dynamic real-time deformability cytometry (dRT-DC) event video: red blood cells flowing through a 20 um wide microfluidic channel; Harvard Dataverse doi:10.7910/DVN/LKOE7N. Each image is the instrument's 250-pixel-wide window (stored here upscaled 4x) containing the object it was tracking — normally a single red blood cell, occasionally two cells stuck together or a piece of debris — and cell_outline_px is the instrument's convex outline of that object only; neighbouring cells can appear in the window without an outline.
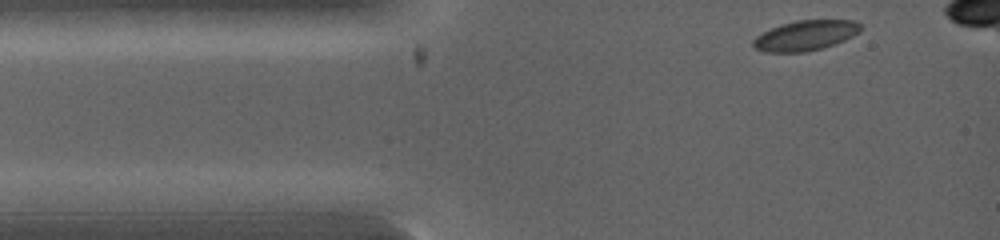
{"species": "common noctule bat (a hibernating species)", "species_latin": "Nyctalus noctula", "temperature_condition": "warm", "stored_images_in_passage": 12, "camera_frame_rate_fps": 5000, "um_per_image_px": 0.085, "animal": {"sex": "female", "body_mass_g": 19.0, "forearm_length_mm": 53.3}, "frame": {"image": 1, "passage_image": 1, "time_ms": 0.0, "image_size_px": [1000, 240], "cell_outline_px": [[860, 32], [844, 40], [820, 48], [804, 52], [764, 52], [756, 48], [752, 44], [752, 40], [756, 36], [780, 24], [796, 20], [852, 20], [860, 24]], "centroid_in_image_um": [68.43, 3.01], "position_along_channel_um": 16.6, "area_um2": 18.61}}
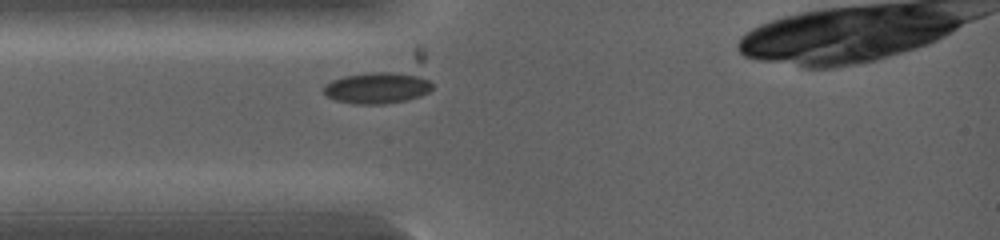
{"frame": {"image": 2, "passage_image": 8, "time_ms": 1.4, "image_size_px": [1000, 240], "cell_outline_px": [[432, 88], [428, 92], [420, 96], [404, 100], [384, 104], [352, 104], [336, 100], [328, 96], [324, 92], [324, 84], [332, 80], [344, 76], [372, 72], [416, 72], [428, 80], [432, 84]], "centroid_in_image_um": [32.09, 7.45], "position_along_channel_um": 52.9, "area_um2": 20.0}}
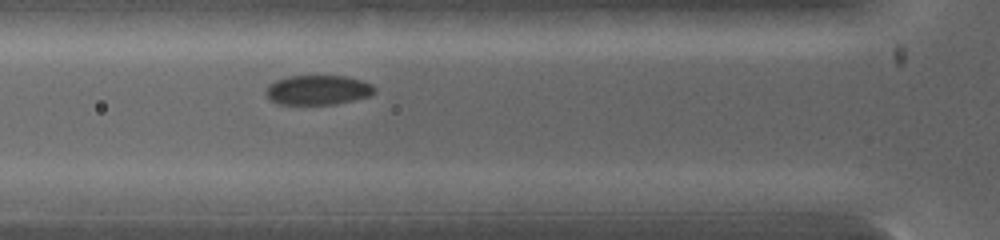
{"frame": {"image": 3, "passage_image": 11, "time_ms": 2.2, "image_size_px": [1000, 240], "cell_outline_px": [[376, 92], [368, 96], [336, 104], [276, 104], [264, 92], [268, 84], [276, 80], [288, 76], [344, 76], [360, 80], [372, 84], [376, 88]], "centroid_in_image_um": [27.0, 7.65], "position_along_channel_um": 98.8, "area_um2": 18.73}}